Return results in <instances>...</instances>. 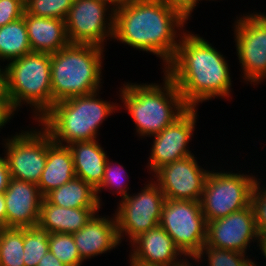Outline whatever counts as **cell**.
Instances as JSON below:
<instances>
[{
  "mask_svg": "<svg viewBox=\"0 0 266 266\" xmlns=\"http://www.w3.org/2000/svg\"><path fill=\"white\" fill-rule=\"evenodd\" d=\"M182 34L176 54L164 71L184 103L195 108L214 97H229L232 83L223 55L197 34Z\"/></svg>",
  "mask_w": 266,
  "mask_h": 266,
  "instance_id": "cell-1",
  "label": "cell"
},
{
  "mask_svg": "<svg viewBox=\"0 0 266 266\" xmlns=\"http://www.w3.org/2000/svg\"><path fill=\"white\" fill-rule=\"evenodd\" d=\"M184 23L162 0H131L115 9L113 39L154 53L163 59L165 67L174 58L180 43L175 28L182 29Z\"/></svg>",
  "mask_w": 266,
  "mask_h": 266,
  "instance_id": "cell-2",
  "label": "cell"
},
{
  "mask_svg": "<svg viewBox=\"0 0 266 266\" xmlns=\"http://www.w3.org/2000/svg\"><path fill=\"white\" fill-rule=\"evenodd\" d=\"M164 74L163 87L155 83H127L120 89L121 99L140 136L159 134L189 108L176 84Z\"/></svg>",
  "mask_w": 266,
  "mask_h": 266,
  "instance_id": "cell-3",
  "label": "cell"
},
{
  "mask_svg": "<svg viewBox=\"0 0 266 266\" xmlns=\"http://www.w3.org/2000/svg\"><path fill=\"white\" fill-rule=\"evenodd\" d=\"M97 95L95 92L56 102L38 122L56 144L96 140L99 126L117 108Z\"/></svg>",
  "mask_w": 266,
  "mask_h": 266,
  "instance_id": "cell-4",
  "label": "cell"
},
{
  "mask_svg": "<svg viewBox=\"0 0 266 266\" xmlns=\"http://www.w3.org/2000/svg\"><path fill=\"white\" fill-rule=\"evenodd\" d=\"M104 48L70 43L50 54L52 106L75 96L99 91Z\"/></svg>",
  "mask_w": 266,
  "mask_h": 266,
  "instance_id": "cell-5",
  "label": "cell"
},
{
  "mask_svg": "<svg viewBox=\"0 0 266 266\" xmlns=\"http://www.w3.org/2000/svg\"><path fill=\"white\" fill-rule=\"evenodd\" d=\"M50 72L48 53L31 52L9 61L6 66V93L15 111L22 105L21 102H27L34 106V118L39 120L52 107Z\"/></svg>",
  "mask_w": 266,
  "mask_h": 266,
  "instance_id": "cell-6",
  "label": "cell"
},
{
  "mask_svg": "<svg viewBox=\"0 0 266 266\" xmlns=\"http://www.w3.org/2000/svg\"><path fill=\"white\" fill-rule=\"evenodd\" d=\"M256 182L255 176L247 174L210 171L200 200L206 222L249 206Z\"/></svg>",
  "mask_w": 266,
  "mask_h": 266,
  "instance_id": "cell-7",
  "label": "cell"
},
{
  "mask_svg": "<svg viewBox=\"0 0 266 266\" xmlns=\"http://www.w3.org/2000/svg\"><path fill=\"white\" fill-rule=\"evenodd\" d=\"M159 225L186 257L195 258L205 245L207 222L200 202L165 198Z\"/></svg>",
  "mask_w": 266,
  "mask_h": 266,
  "instance_id": "cell-8",
  "label": "cell"
},
{
  "mask_svg": "<svg viewBox=\"0 0 266 266\" xmlns=\"http://www.w3.org/2000/svg\"><path fill=\"white\" fill-rule=\"evenodd\" d=\"M145 186L141 193L122 198L114 214L120 243L125 234L131 242L160 224L165 196L155 181Z\"/></svg>",
  "mask_w": 266,
  "mask_h": 266,
  "instance_id": "cell-9",
  "label": "cell"
},
{
  "mask_svg": "<svg viewBox=\"0 0 266 266\" xmlns=\"http://www.w3.org/2000/svg\"><path fill=\"white\" fill-rule=\"evenodd\" d=\"M41 131H24L6 139L5 157L12 179L38 184L45 168L47 150L54 143L44 128Z\"/></svg>",
  "mask_w": 266,
  "mask_h": 266,
  "instance_id": "cell-10",
  "label": "cell"
},
{
  "mask_svg": "<svg viewBox=\"0 0 266 266\" xmlns=\"http://www.w3.org/2000/svg\"><path fill=\"white\" fill-rule=\"evenodd\" d=\"M109 7L110 5L108 6V3L103 0H74L65 18L70 43L104 48L106 37L113 38L114 35L115 9L113 7L108 16L110 19L105 18Z\"/></svg>",
  "mask_w": 266,
  "mask_h": 266,
  "instance_id": "cell-11",
  "label": "cell"
},
{
  "mask_svg": "<svg viewBox=\"0 0 266 266\" xmlns=\"http://www.w3.org/2000/svg\"><path fill=\"white\" fill-rule=\"evenodd\" d=\"M235 42L244 79L261 83L266 78V20L258 13L235 21Z\"/></svg>",
  "mask_w": 266,
  "mask_h": 266,
  "instance_id": "cell-12",
  "label": "cell"
},
{
  "mask_svg": "<svg viewBox=\"0 0 266 266\" xmlns=\"http://www.w3.org/2000/svg\"><path fill=\"white\" fill-rule=\"evenodd\" d=\"M194 154L166 164L156 170L158 187L167 199L200 202L210 171L202 169Z\"/></svg>",
  "mask_w": 266,
  "mask_h": 266,
  "instance_id": "cell-13",
  "label": "cell"
},
{
  "mask_svg": "<svg viewBox=\"0 0 266 266\" xmlns=\"http://www.w3.org/2000/svg\"><path fill=\"white\" fill-rule=\"evenodd\" d=\"M260 238L254 209L250 204L226 217L207 222L204 246L235 250L247 254L245 251L250 242H254V240L260 242Z\"/></svg>",
  "mask_w": 266,
  "mask_h": 266,
  "instance_id": "cell-14",
  "label": "cell"
},
{
  "mask_svg": "<svg viewBox=\"0 0 266 266\" xmlns=\"http://www.w3.org/2000/svg\"><path fill=\"white\" fill-rule=\"evenodd\" d=\"M196 111L197 109L189 107L171 125L154 135L148 165L151 171L155 172L166 164L193 155L187 144L195 129Z\"/></svg>",
  "mask_w": 266,
  "mask_h": 266,
  "instance_id": "cell-15",
  "label": "cell"
},
{
  "mask_svg": "<svg viewBox=\"0 0 266 266\" xmlns=\"http://www.w3.org/2000/svg\"><path fill=\"white\" fill-rule=\"evenodd\" d=\"M4 198L6 227L28 228L38 224L44 197L37 184L11 178Z\"/></svg>",
  "mask_w": 266,
  "mask_h": 266,
  "instance_id": "cell-16",
  "label": "cell"
},
{
  "mask_svg": "<svg viewBox=\"0 0 266 266\" xmlns=\"http://www.w3.org/2000/svg\"><path fill=\"white\" fill-rule=\"evenodd\" d=\"M131 245L135 249L131 252L130 261L136 264L177 266L185 260L180 261L177 257L183 255L182 252L160 225L138 235L131 241Z\"/></svg>",
  "mask_w": 266,
  "mask_h": 266,
  "instance_id": "cell-17",
  "label": "cell"
},
{
  "mask_svg": "<svg viewBox=\"0 0 266 266\" xmlns=\"http://www.w3.org/2000/svg\"><path fill=\"white\" fill-rule=\"evenodd\" d=\"M95 213L73 239L81 259H89L106 253L120 244L115 217H102Z\"/></svg>",
  "mask_w": 266,
  "mask_h": 266,
  "instance_id": "cell-18",
  "label": "cell"
},
{
  "mask_svg": "<svg viewBox=\"0 0 266 266\" xmlns=\"http://www.w3.org/2000/svg\"><path fill=\"white\" fill-rule=\"evenodd\" d=\"M32 52L53 54L70 44L65 20L23 14Z\"/></svg>",
  "mask_w": 266,
  "mask_h": 266,
  "instance_id": "cell-19",
  "label": "cell"
},
{
  "mask_svg": "<svg viewBox=\"0 0 266 266\" xmlns=\"http://www.w3.org/2000/svg\"><path fill=\"white\" fill-rule=\"evenodd\" d=\"M100 207L66 208L42 199L38 224L50 233L73 234L84 227Z\"/></svg>",
  "mask_w": 266,
  "mask_h": 266,
  "instance_id": "cell-20",
  "label": "cell"
},
{
  "mask_svg": "<svg viewBox=\"0 0 266 266\" xmlns=\"http://www.w3.org/2000/svg\"><path fill=\"white\" fill-rule=\"evenodd\" d=\"M67 146L72 153L76 177L96 189L104 178L106 152L96 140L76 141Z\"/></svg>",
  "mask_w": 266,
  "mask_h": 266,
  "instance_id": "cell-21",
  "label": "cell"
},
{
  "mask_svg": "<svg viewBox=\"0 0 266 266\" xmlns=\"http://www.w3.org/2000/svg\"><path fill=\"white\" fill-rule=\"evenodd\" d=\"M75 177L73 157L70 149L66 145L54 142L47 150L45 168L37 184L40 193L45 197L49 192Z\"/></svg>",
  "mask_w": 266,
  "mask_h": 266,
  "instance_id": "cell-22",
  "label": "cell"
},
{
  "mask_svg": "<svg viewBox=\"0 0 266 266\" xmlns=\"http://www.w3.org/2000/svg\"><path fill=\"white\" fill-rule=\"evenodd\" d=\"M45 198L59 207H100L96 189L81 178L75 177L64 185L49 192Z\"/></svg>",
  "mask_w": 266,
  "mask_h": 266,
  "instance_id": "cell-23",
  "label": "cell"
},
{
  "mask_svg": "<svg viewBox=\"0 0 266 266\" xmlns=\"http://www.w3.org/2000/svg\"><path fill=\"white\" fill-rule=\"evenodd\" d=\"M31 52L24 17L0 27V60L12 61Z\"/></svg>",
  "mask_w": 266,
  "mask_h": 266,
  "instance_id": "cell-24",
  "label": "cell"
},
{
  "mask_svg": "<svg viewBox=\"0 0 266 266\" xmlns=\"http://www.w3.org/2000/svg\"><path fill=\"white\" fill-rule=\"evenodd\" d=\"M24 228H0V266L24 265Z\"/></svg>",
  "mask_w": 266,
  "mask_h": 266,
  "instance_id": "cell-25",
  "label": "cell"
},
{
  "mask_svg": "<svg viewBox=\"0 0 266 266\" xmlns=\"http://www.w3.org/2000/svg\"><path fill=\"white\" fill-rule=\"evenodd\" d=\"M50 232L39 224L24 228V265L37 266L49 250Z\"/></svg>",
  "mask_w": 266,
  "mask_h": 266,
  "instance_id": "cell-26",
  "label": "cell"
},
{
  "mask_svg": "<svg viewBox=\"0 0 266 266\" xmlns=\"http://www.w3.org/2000/svg\"><path fill=\"white\" fill-rule=\"evenodd\" d=\"M49 251L65 266H81L83 262L72 234L50 233Z\"/></svg>",
  "mask_w": 266,
  "mask_h": 266,
  "instance_id": "cell-27",
  "label": "cell"
},
{
  "mask_svg": "<svg viewBox=\"0 0 266 266\" xmlns=\"http://www.w3.org/2000/svg\"><path fill=\"white\" fill-rule=\"evenodd\" d=\"M204 253L207 254L209 266H257L251 259L245 258L242 252L211 246H203L193 260L200 261Z\"/></svg>",
  "mask_w": 266,
  "mask_h": 266,
  "instance_id": "cell-28",
  "label": "cell"
},
{
  "mask_svg": "<svg viewBox=\"0 0 266 266\" xmlns=\"http://www.w3.org/2000/svg\"><path fill=\"white\" fill-rule=\"evenodd\" d=\"M74 0H28L25 11L28 14L65 20Z\"/></svg>",
  "mask_w": 266,
  "mask_h": 266,
  "instance_id": "cell-29",
  "label": "cell"
},
{
  "mask_svg": "<svg viewBox=\"0 0 266 266\" xmlns=\"http://www.w3.org/2000/svg\"><path fill=\"white\" fill-rule=\"evenodd\" d=\"M109 162V159L107 157V163L105 166V171H104V178L101 182V184L96 188V194H97V199L98 202L100 204V197L98 196V193H100L99 191H101V189L107 188L111 189V188H115L116 193L121 194L122 198L127 197L129 194L127 192L128 189H126L127 187L124 185L123 187V177L126 175L124 174V170H123V166H121L119 164V166H115ZM119 167V168H118ZM123 182V183H122ZM115 186V187H114ZM110 187V188H109Z\"/></svg>",
  "mask_w": 266,
  "mask_h": 266,
  "instance_id": "cell-30",
  "label": "cell"
},
{
  "mask_svg": "<svg viewBox=\"0 0 266 266\" xmlns=\"http://www.w3.org/2000/svg\"><path fill=\"white\" fill-rule=\"evenodd\" d=\"M257 181L251 195V205L254 209L256 227L260 237L266 235V189Z\"/></svg>",
  "mask_w": 266,
  "mask_h": 266,
  "instance_id": "cell-31",
  "label": "cell"
},
{
  "mask_svg": "<svg viewBox=\"0 0 266 266\" xmlns=\"http://www.w3.org/2000/svg\"><path fill=\"white\" fill-rule=\"evenodd\" d=\"M25 6L17 0H0V27L23 17Z\"/></svg>",
  "mask_w": 266,
  "mask_h": 266,
  "instance_id": "cell-32",
  "label": "cell"
},
{
  "mask_svg": "<svg viewBox=\"0 0 266 266\" xmlns=\"http://www.w3.org/2000/svg\"><path fill=\"white\" fill-rule=\"evenodd\" d=\"M185 21L189 19L193 9L200 0H162Z\"/></svg>",
  "mask_w": 266,
  "mask_h": 266,
  "instance_id": "cell-33",
  "label": "cell"
},
{
  "mask_svg": "<svg viewBox=\"0 0 266 266\" xmlns=\"http://www.w3.org/2000/svg\"><path fill=\"white\" fill-rule=\"evenodd\" d=\"M14 111L7 93H0V128L10 121Z\"/></svg>",
  "mask_w": 266,
  "mask_h": 266,
  "instance_id": "cell-34",
  "label": "cell"
},
{
  "mask_svg": "<svg viewBox=\"0 0 266 266\" xmlns=\"http://www.w3.org/2000/svg\"><path fill=\"white\" fill-rule=\"evenodd\" d=\"M11 179L6 157H0V193H4Z\"/></svg>",
  "mask_w": 266,
  "mask_h": 266,
  "instance_id": "cell-35",
  "label": "cell"
},
{
  "mask_svg": "<svg viewBox=\"0 0 266 266\" xmlns=\"http://www.w3.org/2000/svg\"><path fill=\"white\" fill-rule=\"evenodd\" d=\"M37 266H65L56 256L49 250L39 261Z\"/></svg>",
  "mask_w": 266,
  "mask_h": 266,
  "instance_id": "cell-36",
  "label": "cell"
},
{
  "mask_svg": "<svg viewBox=\"0 0 266 266\" xmlns=\"http://www.w3.org/2000/svg\"><path fill=\"white\" fill-rule=\"evenodd\" d=\"M6 227V207L4 193H0V228Z\"/></svg>",
  "mask_w": 266,
  "mask_h": 266,
  "instance_id": "cell-37",
  "label": "cell"
},
{
  "mask_svg": "<svg viewBox=\"0 0 266 266\" xmlns=\"http://www.w3.org/2000/svg\"><path fill=\"white\" fill-rule=\"evenodd\" d=\"M0 93H6V66L5 69L0 68Z\"/></svg>",
  "mask_w": 266,
  "mask_h": 266,
  "instance_id": "cell-38",
  "label": "cell"
},
{
  "mask_svg": "<svg viewBox=\"0 0 266 266\" xmlns=\"http://www.w3.org/2000/svg\"><path fill=\"white\" fill-rule=\"evenodd\" d=\"M105 2H107L108 4H110L111 6H113L114 9H116L117 7H121L124 6L125 4L129 3L131 0H103Z\"/></svg>",
  "mask_w": 266,
  "mask_h": 266,
  "instance_id": "cell-39",
  "label": "cell"
},
{
  "mask_svg": "<svg viewBox=\"0 0 266 266\" xmlns=\"http://www.w3.org/2000/svg\"><path fill=\"white\" fill-rule=\"evenodd\" d=\"M258 244L260 246V249H261L264 257L266 258V235L264 237L260 238V242Z\"/></svg>",
  "mask_w": 266,
  "mask_h": 266,
  "instance_id": "cell-40",
  "label": "cell"
},
{
  "mask_svg": "<svg viewBox=\"0 0 266 266\" xmlns=\"http://www.w3.org/2000/svg\"><path fill=\"white\" fill-rule=\"evenodd\" d=\"M186 260H184L182 263H180L179 265H177V266H191V263L189 264V262L188 261H186Z\"/></svg>",
  "mask_w": 266,
  "mask_h": 266,
  "instance_id": "cell-41",
  "label": "cell"
},
{
  "mask_svg": "<svg viewBox=\"0 0 266 266\" xmlns=\"http://www.w3.org/2000/svg\"><path fill=\"white\" fill-rule=\"evenodd\" d=\"M17 1L21 2L24 6H26L28 2V0H17Z\"/></svg>",
  "mask_w": 266,
  "mask_h": 266,
  "instance_id": "cell-42",
  "label": "cell"
},
{
  "mask_svg": "<svg viewBox=\"0 0 266 266\" xmlns=\"http://www.w3.org/2000/svg\"><path fill=\"white\" fill-rule=\"evenodd\" d=\"M130 266H144V265L136 264V263L130 261Z\"/></svg>",
  "mask_w": 266,
  "mask_h": 266,
  "instance_id": "cell-43",
  "label": "cell"
},
{
  "mask_svg": "<svg viewBox=\"0 0 266 266\" xmlns=\"http://www.w3.org/2000/svg\"><path fill=\"white\" fill-rule=\"evenodd\" d=\"M265 20H266V15L259 13Z\"/></svg>",
  "mask_w": 266,
  "mask_h": 266,
  "instance_id": "cell-44",
  "label": "cell"
}]
</instances>
